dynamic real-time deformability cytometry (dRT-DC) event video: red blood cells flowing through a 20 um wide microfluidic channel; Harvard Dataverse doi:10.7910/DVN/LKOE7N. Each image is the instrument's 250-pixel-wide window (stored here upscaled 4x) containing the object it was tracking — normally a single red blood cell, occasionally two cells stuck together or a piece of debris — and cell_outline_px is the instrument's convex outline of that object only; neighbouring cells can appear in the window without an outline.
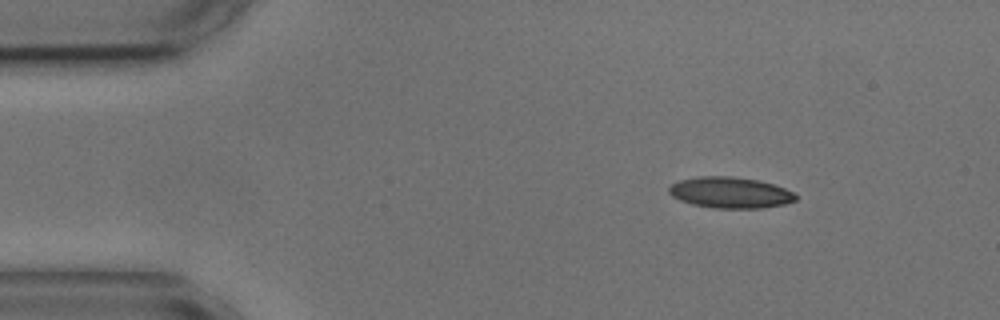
{"species": "common noctule bat (a hibernating species)", "species_latin": "Nyctalus noctula", "temperature_condition": "cold", "stored_images_in_passage": 4, "segment_of_instrument_passage": [1, 2], "camera_frame_rate_fps": 3000, "um_per_image_px": 0.085, "animal": {"sex": "male", "body_mass_g": 17.9, "forearm_length_mm": 54.2}, "frame": {"image": 1, "passage_image": 1, "time_ms": 0.0, "image_size_px": [1000, 320], "cell_outline_px": [[796, 200], [784, 204], [760, 208], [716, 208], [692, 204], [680, 200], [672, 196], [668, 192], [668, 188], [672, 184], [680, 180], [696, 176], [732, 176], [756, 180], [772, 184], [784, 188], [792, 192], [796, 196]], "centroid_in_image_um": [62.03, 16.36], "position_along_channel_um": 23.0, "area_um2": 22.77}}